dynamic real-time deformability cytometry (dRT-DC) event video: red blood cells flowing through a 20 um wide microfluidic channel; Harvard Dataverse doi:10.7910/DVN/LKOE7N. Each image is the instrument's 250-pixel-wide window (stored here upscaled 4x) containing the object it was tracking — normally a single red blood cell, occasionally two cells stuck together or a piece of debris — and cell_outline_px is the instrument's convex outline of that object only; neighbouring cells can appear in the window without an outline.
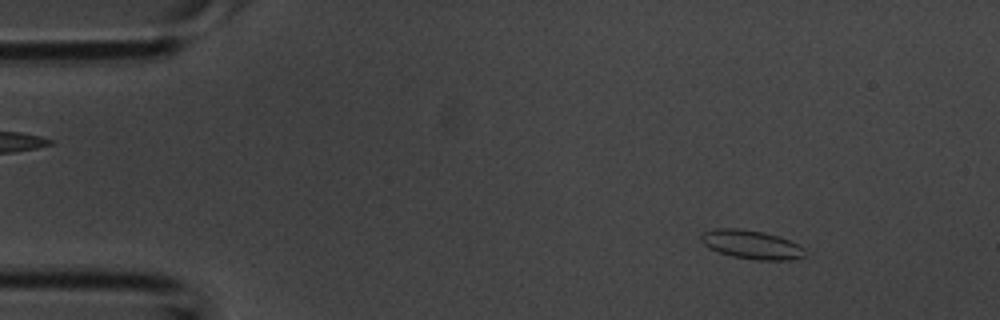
{"species": "common noctule bat (a hibernating species)", "species_latin": "Nyctalus noctula", "temperature_condition": "room temperature", "stored_images_in_passage": 6, "camera_frame_rate_fps": 3000, "um_per_image_px": 0.085, "animal": {"sex": "male", "body_mass_g": 20.1, "forearm_length_mm": 53.5}, "frame": {"image": 1, "passage_image": 1, "time_ms": 0.0, "image_size_px": [1000, 320], "cell_outline_px": [[804, 256], [792, 260], [756, 260], [732, 256], [708, 248], [700, 240], [700, 236], [704, 232], [716, 228], [736, 228], [764, 232], [780, 236], [804, 248]], "centroid_in_image_um": [63.86, 20.79], "position_along_channel_um": 21.1, "area_um2": 17.34}}